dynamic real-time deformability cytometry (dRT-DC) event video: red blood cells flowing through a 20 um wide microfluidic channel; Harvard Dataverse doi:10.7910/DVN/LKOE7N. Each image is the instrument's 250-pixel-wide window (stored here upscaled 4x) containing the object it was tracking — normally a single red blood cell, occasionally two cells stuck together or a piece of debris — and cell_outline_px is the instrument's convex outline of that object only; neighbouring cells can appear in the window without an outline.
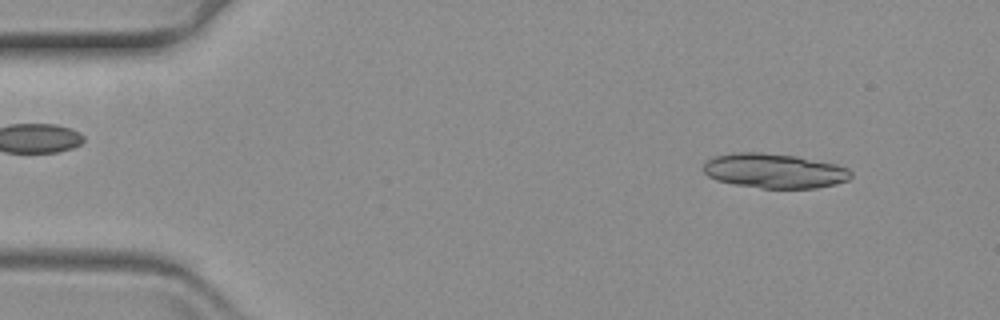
{"species": "common noctule bat (a hibernating species)", "species_latin": "Nyctalus noctula", "temperature_condition": "warm", "stored_images_in_passage": 59, "segment_of_instrument_passage": [1, 2], "camera_frame_rate_fps": 3000, "um_per_image_px": 0.085, "animal": {"sex": "female", "body_mass_g": 19.3, "forearm_length_mm": 54.1}, "frame": {"image": 1, "passage_image": 6, "time_ms": 1.667, "image_size_px": [1000, 320], "cell_outline_px": [[852, 176], [848, 180], [836, 184], [816, 188], [760, 188], [736, 184], [716, 180], [708, 176], [704, 172], [704, 164], [712, 156], [736, 152], [760, 152], [796, 156], [836, 164], [848, 168], [852, 172]], "centroid_in_image_um": [65.83, 14.52], "position_along_channel_um": 19.2, "area_um2": 29.82}}